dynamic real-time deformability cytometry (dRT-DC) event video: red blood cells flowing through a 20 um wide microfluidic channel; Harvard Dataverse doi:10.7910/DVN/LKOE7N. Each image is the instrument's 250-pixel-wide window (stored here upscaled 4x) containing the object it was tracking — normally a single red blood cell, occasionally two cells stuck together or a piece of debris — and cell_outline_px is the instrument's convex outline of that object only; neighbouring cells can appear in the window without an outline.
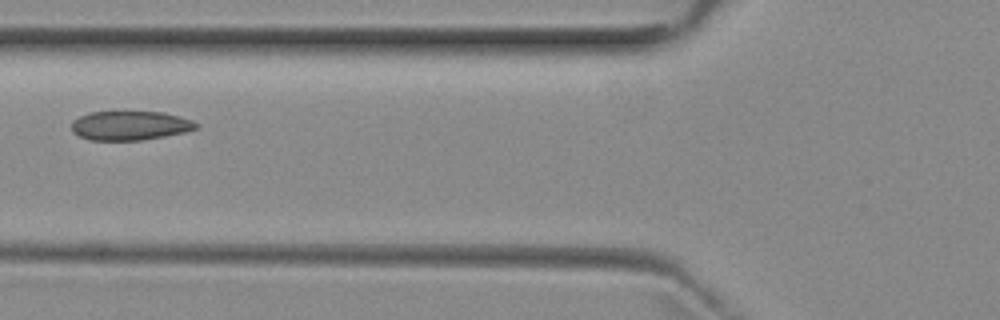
{"species": "common noctule bat (a hibernating species)", "species_latin": "Nyctalus noctula", "temperature_condition": "room temperature", "stored_images_in_passage": 2, "camera_frame_rate_fps": 3000, "um_per_image_px": 0.085, "animal": {"sex": "female", "body_mass_g": 29.2, "forearm_length_mm": 56.3}, "frame": {"image": 1, "passage_image": 2, "time_ms": 1.0, "image_size_px": [1000, 320], "cell_outline_px": [[200, 128], [184, 132], [144, 140], [88, 140], [72, 132], [72, 120], [88, 112], [116, 108], [164, 112], [180, 116], [192, 120], [200, 124]], "centroid_in_image_um": [11.04, 10.61], "position_along_channel_um": 114.8, "area_um2": 22.43}}